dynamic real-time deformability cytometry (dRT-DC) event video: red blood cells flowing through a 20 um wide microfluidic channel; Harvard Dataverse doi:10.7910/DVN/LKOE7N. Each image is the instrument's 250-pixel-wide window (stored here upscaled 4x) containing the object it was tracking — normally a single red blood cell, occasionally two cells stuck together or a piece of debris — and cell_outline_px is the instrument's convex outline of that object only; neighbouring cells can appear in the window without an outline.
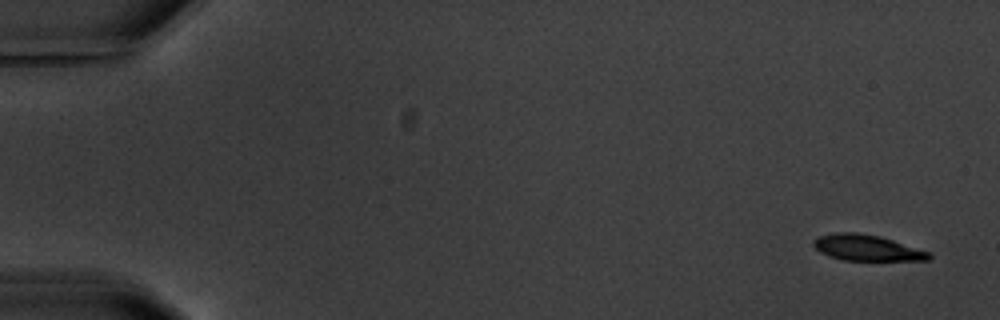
{"species": "common noctule bat (a hibernating species)", "species_latin": "Nyctalus noctula", "temperature_condition": "warm", "stored_images_in_passage": 5, "camera_frame_rate_fps": 3000, "um_per_image_px": 0.085, "animal": {"sex": "male", "body_mass_g": 20.1, "forearm_length_mm": 53.5}, "frame": {"image": 1, "passage_image": 1, "time_ms": 0.0, "image_size_px": [1000, 320], "cell_outline_px": [[932, 256], [928, 260], [844, 260], [828, 256], [820, 252], [812, 244], [812, 240], [820, 236], [836, 232], [856, 232], [880, 236], [928, 252]], "centroid_in_image_um": [73.62, 21.06], "position_along_channel_um": 11.4, "area_um2": 17.22}}
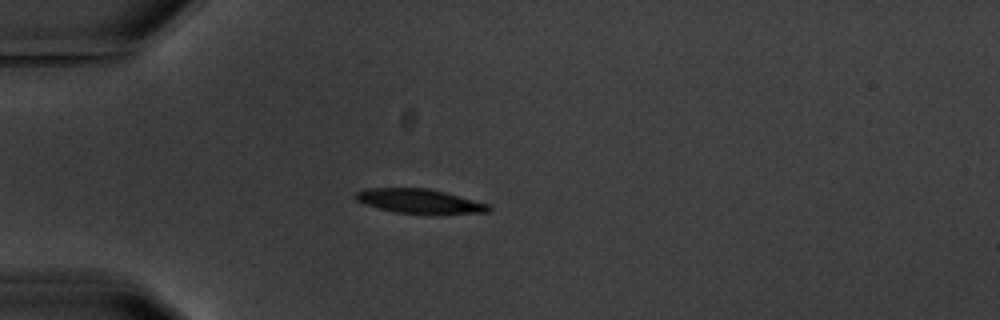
{"frame": {"image": 2, "passage_image": 5, "time_ms": 4.667, "image_size_px": [1000, 320], "cell_outline_px": [[492, 208], [488, 212], [396, 212], [364, 204], [356, 200], [352, 196], [356, 192], [368, 188], [428, 188], [492, 204]], "centroid_in_image_um": [35.62, 17.06], "position_along_channel_um": 49.4, "area_um2": 18.26}}